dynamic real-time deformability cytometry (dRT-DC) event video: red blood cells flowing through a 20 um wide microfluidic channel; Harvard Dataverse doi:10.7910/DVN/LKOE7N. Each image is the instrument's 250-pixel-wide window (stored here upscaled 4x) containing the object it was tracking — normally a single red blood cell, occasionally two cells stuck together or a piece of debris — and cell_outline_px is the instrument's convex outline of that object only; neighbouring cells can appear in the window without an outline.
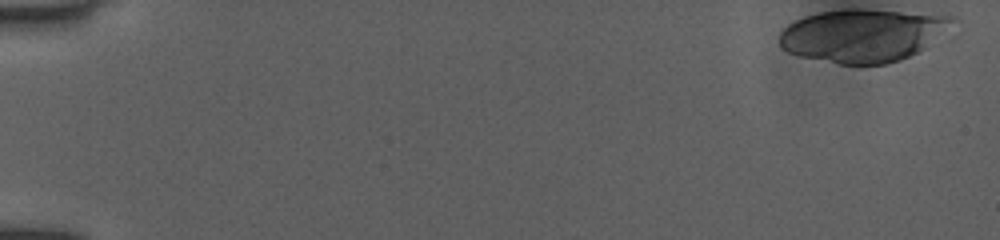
{"species": "human", "species_latin": "Homo sapiens", "temperature_condition": "room temperature", "stored_images_in_passage": 12, "camera_frame_rate_fps": 3000, "um_per_image_px": 0.085, "donor": {"sex": "female"}, "frame": {"image": 1, "passage_image": 1, "time_ms": 0.0, "image_size_px": [1000, 240], "cell_outline_px": [[960, 20], [924, 48], [900, 60], [884, 64], [840, 64], [800, 56], [788, 52], [780, 48], [780, 32], [788, 24], [804, 16], [820, 12], [900, 12], [956, 16]], "centroid_in_image_um": [73.34, 3.05], "position_along_channel_um": 11.7, "area_um2": 51.96}}